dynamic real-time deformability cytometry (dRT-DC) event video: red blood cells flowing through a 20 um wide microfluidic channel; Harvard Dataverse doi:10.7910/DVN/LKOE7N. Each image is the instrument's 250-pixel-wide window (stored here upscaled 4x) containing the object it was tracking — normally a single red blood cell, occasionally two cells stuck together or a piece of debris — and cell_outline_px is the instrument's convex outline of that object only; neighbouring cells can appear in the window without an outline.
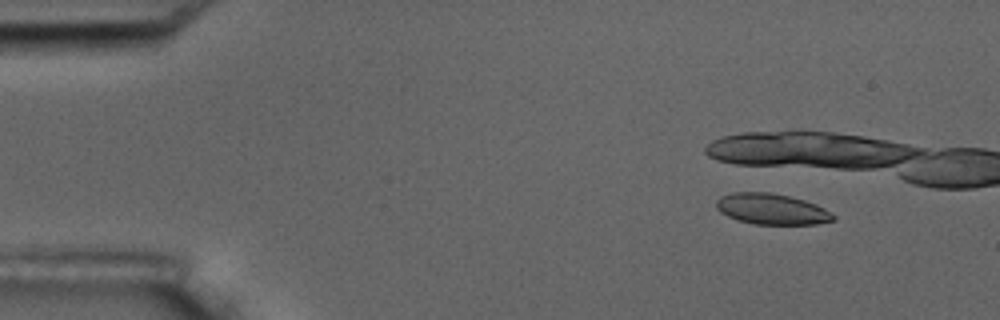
{"species": "common noctule bat (a hibernating species)", "species_latin": "Nyctalus noctula", "temperature_condition": "room temperature", "stored_images_in_passage": 4, "camera_frame_rate_fps": 3000, "um_per_image_px": 0.085, "animal": {"sex": "male", "body_mass_g": 17.5, "forearm_length_mm": 52.3}, "frame": {"image": 1, "passage_image": 1, "time_ms": 0.0, "image_size_px": [1000, 320], "cell_outline_px": [[836, 220], [816, 224], [756, 224], [736, 220], [720, 212], [716, 208], [716, 200], [720, 196], [732, 192], [772, 192], [804, 200], [816, 204], [824, 208], [836, 216]], "centroid_in_image_um": [65.58, 17.76], "position_along_channel_um": 19.4, "area_um2": 21.15}}